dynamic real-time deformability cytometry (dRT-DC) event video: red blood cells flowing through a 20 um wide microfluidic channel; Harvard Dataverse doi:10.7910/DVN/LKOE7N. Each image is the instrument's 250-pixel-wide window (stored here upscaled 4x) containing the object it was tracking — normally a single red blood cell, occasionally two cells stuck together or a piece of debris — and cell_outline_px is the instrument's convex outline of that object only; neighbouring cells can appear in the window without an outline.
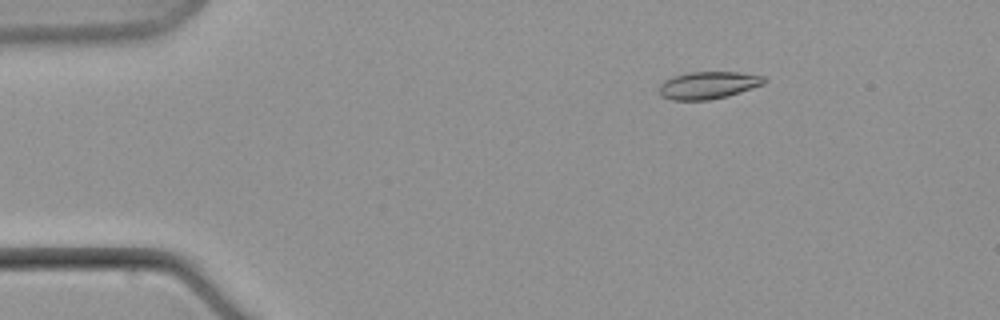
{"species": "common noctule bat (a hibernating species)", "species_latin": "Nyctalus noctula", "temperature_condition": "warm", "stored_images_in_passage": 7, "camera_frame_rate_fps": 3000, "um_per_image_px": 0.085, "animal": {"sex": "male", "body_mass_g": 21.5, "forearm_length_mm": 52.0}, "frame": {"image": 1, "passage_image": 4, "time_ms": 3.667, "image_size_px": [1000, 320], "cell_outline_px": [[768, 80], [764, 84], [728, 96], [708, 100], [672, 100], [660, 96], [660, 84], [664, 80], [672, 76], [688, 72], [740, 72], [764, 76]], "centroid_in_image_um": [60.2, 7.24], "position_along_channel_um": 24.8, "area_um2": 16.88}}
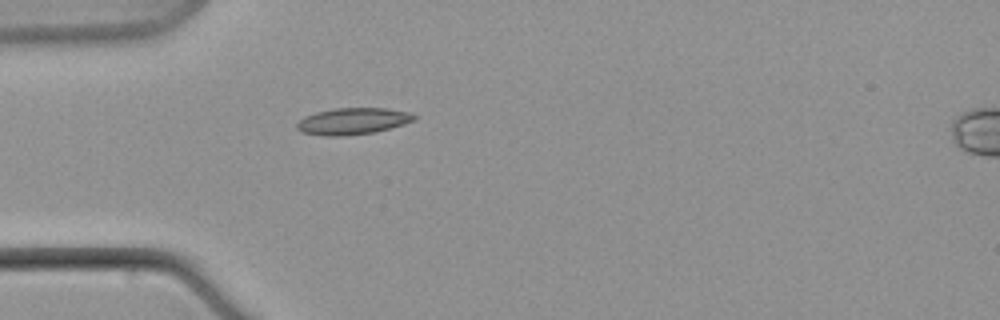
{"frame": {"image": 2, "passage_image": 7, "time_ms": 7.333, "image_size_px": [1000, 320], "cell_outline_px": [[416, 120], [404, 124], [376, 132], [344, 136], [324, 136], [304, 132], [296, 128], [296, 124], [304, 116], [316, 112], [332, 108], [388, 108], [412, 112], [416, 116]], "centroid_in_image_um": [30.02, 10.29], "position_along_channel_um": 55.0, "area_um2": 18.38}}